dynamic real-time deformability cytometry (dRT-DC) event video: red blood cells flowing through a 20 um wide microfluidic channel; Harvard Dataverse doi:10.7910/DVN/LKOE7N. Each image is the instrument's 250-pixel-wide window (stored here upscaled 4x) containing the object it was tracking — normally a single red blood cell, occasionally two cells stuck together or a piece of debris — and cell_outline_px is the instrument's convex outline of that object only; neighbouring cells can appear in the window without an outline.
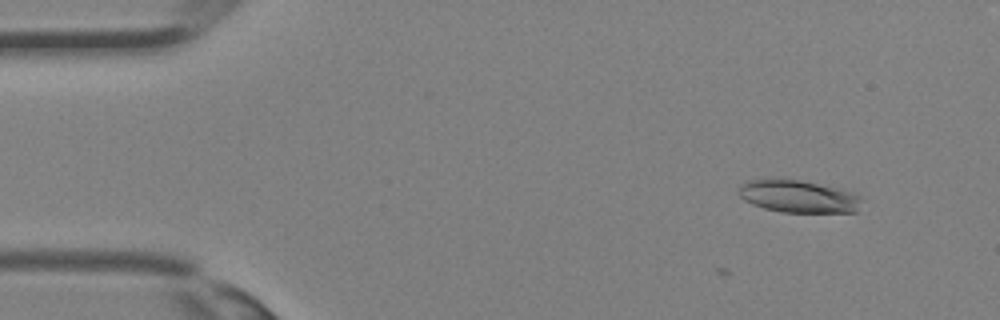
{"species": "Egyptian fruit bat (a non-hibernating species)", "species_latin": "Rousettus aegyptiacus", "temperature_condition": "room temperature", "stored_images_in_passage": 3, "camera_frame_rate_fps": 3000, "um_per_image_px": 0.085, "animal": {"sex": "female"}, "frame": {"image": 1, "passage_image": 3, "time_ms": 0.667, "image_size_px": [1000, 320], "cell_outline_px": [[860, 200], [856, 212], [780, 212], [764, 208], [752, 204], [744, 200], [740, 196], [740, 184], [748, 180], [800, 180], [836, 188], [852, 192], [860, 196]], "centroid_in_image_um": [67.84, 16.71], "position_along_channel_um": 17.2, "area_um2": 22.72}}